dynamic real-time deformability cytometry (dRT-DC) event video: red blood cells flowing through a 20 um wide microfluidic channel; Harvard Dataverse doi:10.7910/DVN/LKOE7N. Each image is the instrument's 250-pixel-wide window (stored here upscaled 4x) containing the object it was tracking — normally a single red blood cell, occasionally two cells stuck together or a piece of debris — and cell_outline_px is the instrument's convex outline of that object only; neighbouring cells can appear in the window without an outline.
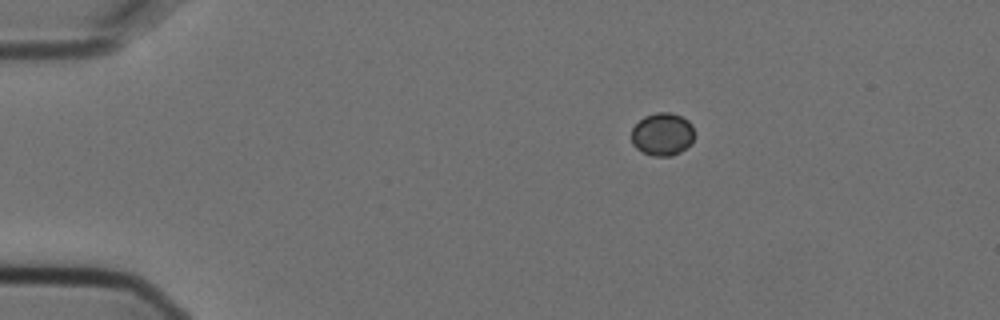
{"species": "Egyptian fruit bat (a non-hibernating species)", "species_latin": "Rousettus aegyptiacus", "temperature_condition": "cold", "stored_images_in_passage": 3, "camera_frame_rate_fps": 3000, "um_per_image_px": 0.085, "animal": {"sex": "female"}, "frame": {"image": 1, "passage_image": 1, "time_ms": 0.0, "image_size_px": [1000, 320], "cell_outline_px": [[692, 144], [680, 152], [672, 156], [652, 156], [636, 148], [632, 144], [632, 128], [644, 116], [656, 112], [672, 112], [688, 120], [692, 124]], "centroid_in_image_um": [56.3, 11.41], "position_along_channel_um": 28.7, "area_um2": 15.72}}